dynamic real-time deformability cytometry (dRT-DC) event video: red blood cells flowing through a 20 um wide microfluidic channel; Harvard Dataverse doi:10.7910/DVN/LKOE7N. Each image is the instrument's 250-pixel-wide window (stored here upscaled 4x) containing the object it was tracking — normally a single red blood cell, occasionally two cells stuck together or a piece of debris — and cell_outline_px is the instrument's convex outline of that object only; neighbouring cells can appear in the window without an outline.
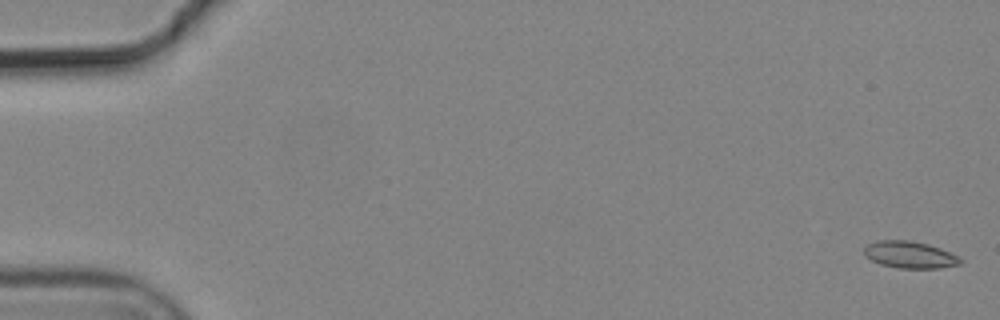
{"species": "common noctule bat (a hibernating species)", "species_latin": "Nyctalus noctula", "temperature_condition": "cold", "stored_images_in_passage": 9, "camera_frame_rate_fps": 3000, "um_per_image_px": 0.085, "animal": {"sex": "male", "body_mass_g": 19.2, "forearm_length_mm": 51.8}, "frame": {"image": 1, "passage_image": 1, "time_ms": 0.0, "image_size_px": [1000, 320], "cell_outline_px": [[964, 260], [960, 264], [940, 268], [900, 268], [880, 264], [864, 256], [864, 248], [868, 244], [876, 240], [908, 240], [928, 244], [940, 248]], "centroid_in_image_um": [77.31, 21.65], "position_along_channel_um": 7.7, "area_um2": 15.03}}
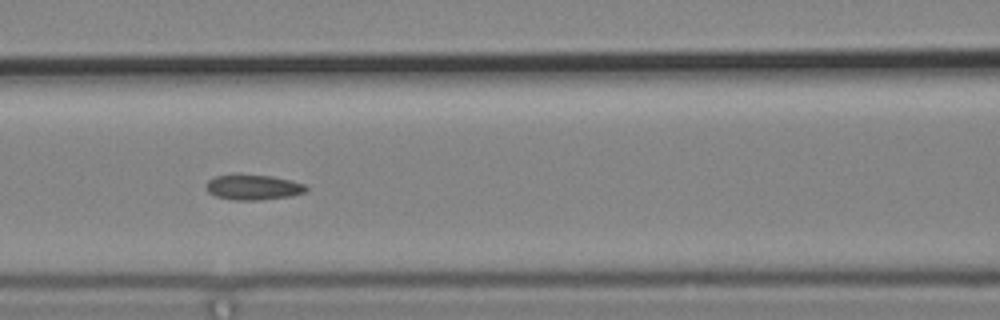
{"frame": {"image": 2, "passage_image": 7, "time_ms": 2.0, "image_size_px": [1000, 320], "cell_outline_px": [[308, 192], [292, 196], [260, 200], [232, 200], [216, 196], [208, 192], [208, 180], [216, 176], [236, 172], [272, 176], [304, 184], [308, 188]], "centroid_in_image_um": [21.53, 15.89], "position_along_channel_um": 145.1, "area_um2": 15.09}}
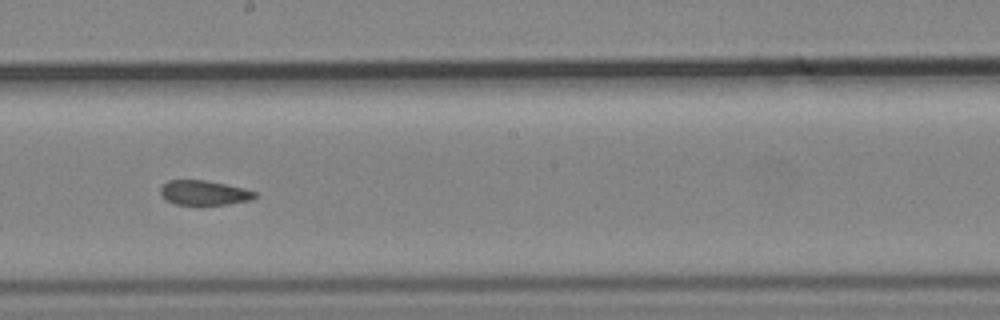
{"frame": {"image": 3, "passage_image": 9, "time_ms": 2.667, "image_size_px": [1000, 320], "cell_outline_px": [[256, 196], [252, 200], [224, 204], [176, 204], [168, 200], [160, 192], [160, 188], [168, 180], [204, 180], [244, 188], [256, 192]], "centroid_in_image_um": [17.36, 16.37], "position_along_channel_um": 230.8, "area_um2": 13.24}}